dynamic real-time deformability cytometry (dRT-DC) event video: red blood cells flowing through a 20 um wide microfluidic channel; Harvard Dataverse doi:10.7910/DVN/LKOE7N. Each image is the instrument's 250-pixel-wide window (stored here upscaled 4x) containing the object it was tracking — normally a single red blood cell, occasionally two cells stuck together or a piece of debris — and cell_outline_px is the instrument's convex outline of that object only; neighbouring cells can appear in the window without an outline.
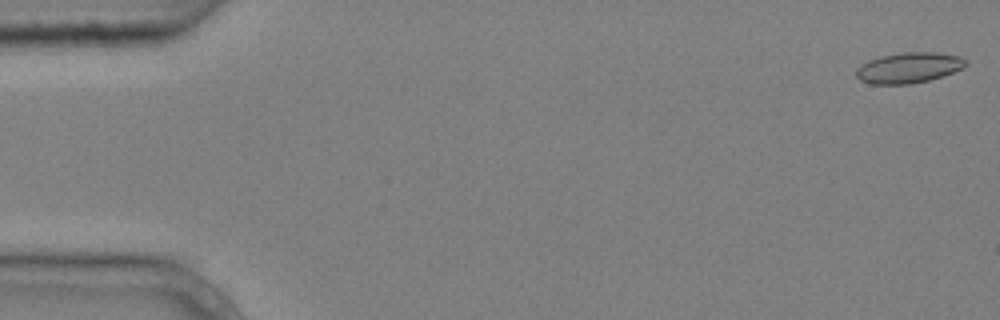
{"species": "common noctule bat (a hibernating species)", "species_latin": "Nyctalus noctula", "temperature_condition": "cold", "stored_images_in_passage": 5, "camera_frame_rate_fps": 3000, "um_per_image_px": 0.085, "animal": {"sex": "male", "body_mass_g": 20.4}, "frame": {"image": 1, "passage_image": 1, "time_ms": 0.0, "image_size_px": [1000, 320], "cell_outline_px": [[968, 64], [964, 68], [944, 76], [928, 80], [908, 84], [872, 84], [860, 80], [856, 76], [856, 68], [860, 64], [868, 60], [880, 56], [904, 52], [936, 52], [960, 56], [968, 60]], "centroid_in_image_um": [77.27, 5.75], "position_along_channel_um": 7.7, "area_um2": 19.77}}
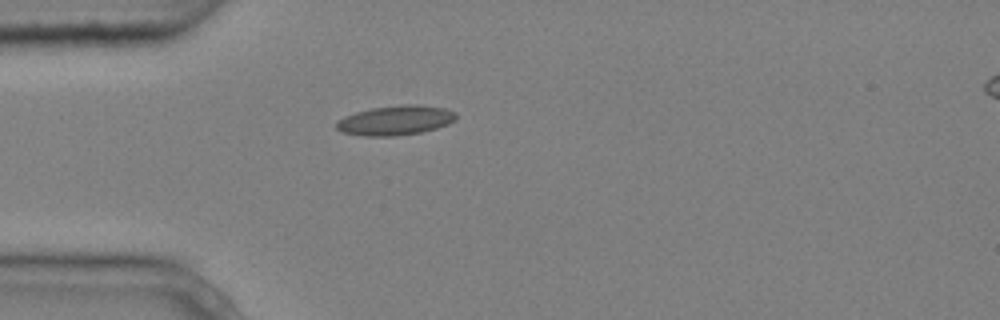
{"frame": {"image": 2, "passage_image": 5, "time_ms": 1.333, "image_size_px": [1000, 320], "cell_outline_px": [[456, 120], [448, 124], [436, 128], [420, 132], [392, 136], [364, 136], [344, 132], [336, 128], [336, 124], [344, 116], [356, 112], [372, 108], [404, 104], [416, 104], [444, 108], [456, 112]], "centroid_in_image_um": [33.64, 10.22], "position_along_channel_um": 51.4, "area_um2": 20.46}}